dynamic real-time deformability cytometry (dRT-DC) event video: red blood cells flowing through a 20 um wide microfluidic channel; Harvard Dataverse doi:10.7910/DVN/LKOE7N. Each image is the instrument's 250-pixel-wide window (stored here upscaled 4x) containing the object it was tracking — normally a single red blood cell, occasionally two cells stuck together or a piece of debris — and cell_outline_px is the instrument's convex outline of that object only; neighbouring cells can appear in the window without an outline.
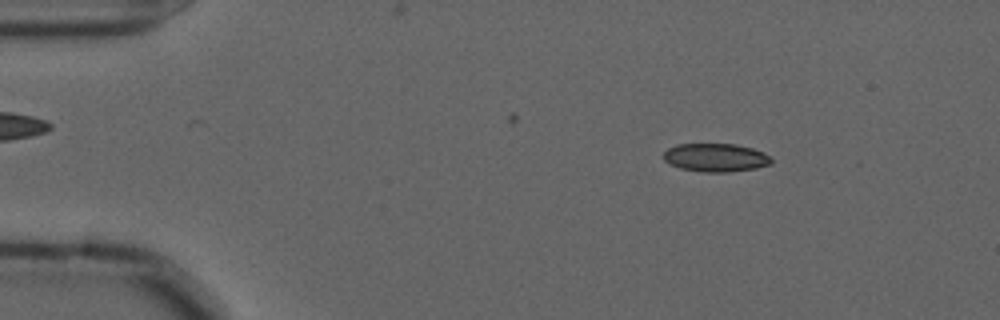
{"species": "common noctule bat (a hibernating species)", "species_latin": "Nyctalus noctula", "temperature_condition": "cold", "stored_images_in_passage": 48, "camera_frame_rate_fps": 3000, "um_per_image_px": 0.085, "animal": {"sex": "male", "forearm_length_mm": 52.5}, "frame": {"image": 1, "passage_image": 8, "time_ms": 2.333, "image_size_px": [1000, 320], "cell_outline_px": [[772, 164], [756, 168], [728, 172], [704, 172], [680, 168], [664, 160], [664, 152], [668, 148], [676, 144], [736, 144], [752, 148], [764, 152], [772, 156]], "centroid_in_image_um": [60.88, 13.39], "position_along_channel_um": 24.1, "area_um2": 17.86}}
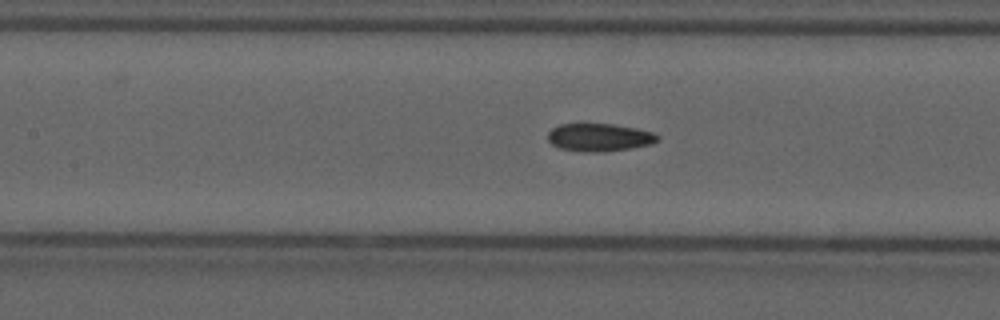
{"frame": {"image": 2, "passage_image": 25, "time_ms": 8.0, "image_size_px": [1000, 320], "cell_outline_px": [[660, 136], [652, 144], [632, 148], [604, 152], [580, 152], [560, 148], [552, 144], [548, 140], [548, 132], [552, 128], [560, 124], [612, 124], [636, 128], [652, 132]], "centroid_in_image_um": [50.93, 11.68], "position_along_channel_um": 156.5, "area_um2": 17.86}}
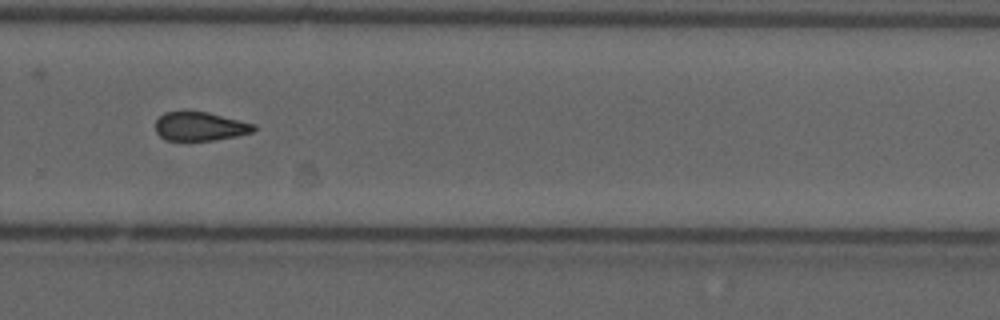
{"frame": {"image": 3, "passage_image": 38, "time_ms": 12.333, "image_size_px": [1000, 320], "cell_outline_px": [[256, 128], [252, 132], [236, 136], [212, 140], [164, 140], [156, 132], [156, 120], [164, 112], [204, 112], [256, 124]], "centroid_in_image_um": [16.98, 10.75], "position_along_channel_um": 312.8, "area_um2": 16.18}, "authors_computed_cell_mechanics": {"area_um2": 17.629, "velocity_mm_per_s": 3.6274, "shape_relaxation_time_tau1_ms": null, "shape_relaxation_time_tau2_ms": 3.1561, "deformation_change_tau1": null, "deformation_change_tau2": 0.0901}}